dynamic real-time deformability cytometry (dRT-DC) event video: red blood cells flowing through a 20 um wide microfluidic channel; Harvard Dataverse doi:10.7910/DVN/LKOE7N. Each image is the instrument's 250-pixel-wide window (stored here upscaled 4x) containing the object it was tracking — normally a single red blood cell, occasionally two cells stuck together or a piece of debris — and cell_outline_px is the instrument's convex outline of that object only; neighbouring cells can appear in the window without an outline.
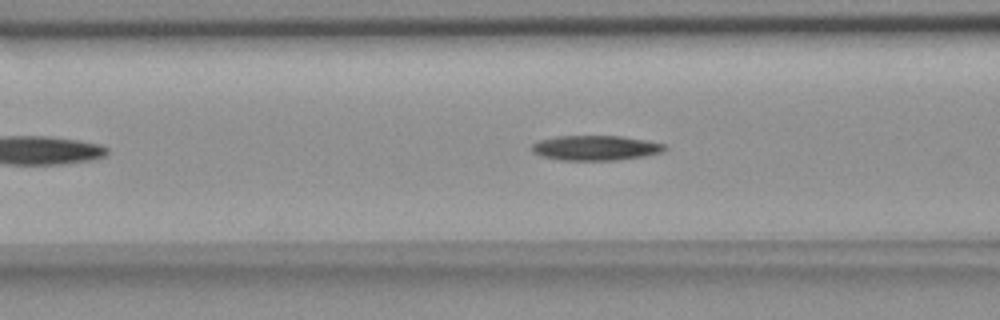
{"species": "common noctule bat (a hibernating species)", "species_latin": "Nyctalus noctula", "temperature_condition": "room temperature", "stored_images_in_passage": 47, "segment_of_instrument_passage": [1, 2], "camera_frame_rate_fps": 3000, "um_per_image_px": 0.085, "animal": {"sex": "female", "body_mass_g": 18.4}, "frame": {"image": 1, "passage_image": 12, "time_ms": 3.667, "image_size_px": [1000, 320], "cell_outline_px": [[668, 148], [664, 152], [644, 156], [616, 160], [560, 160], [540, 156], [532, 152], [532, 144], [540, 140], [556, 136], [620, 136], [644, 140], [664, 144]], "centroid_in_image_um": [50.61, 12.57], "position_along_channel_um": 116.0, "area_um2": 19.31}}
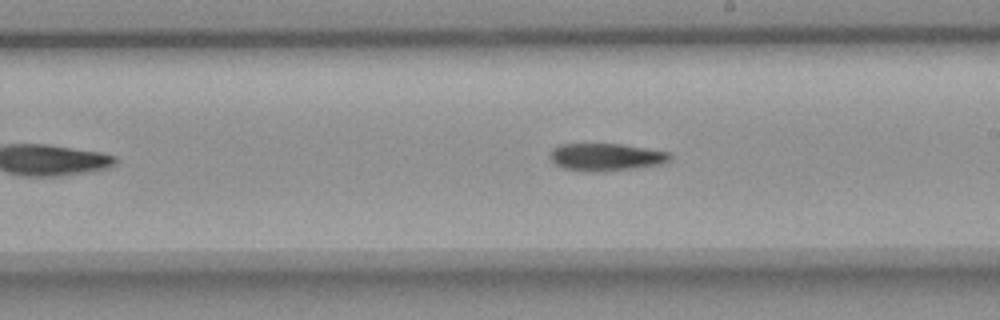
{"frame": {"image": 2, "passage_image": 22, "time_ms": 7.0, "image_size_px": [1000, 320], "cell_outline_px": [[672, 160], [664, 164], [640, 168], [604, 172], [584, 172], [564, 168], [552, 164], [548, 156], [552, 148], [560, 144], [620, 144], [672, 152]], "centroid_in_image_um": [51.53, 13.37], "position_along_channel_um": 237.5, "area_um2": 19.94}}
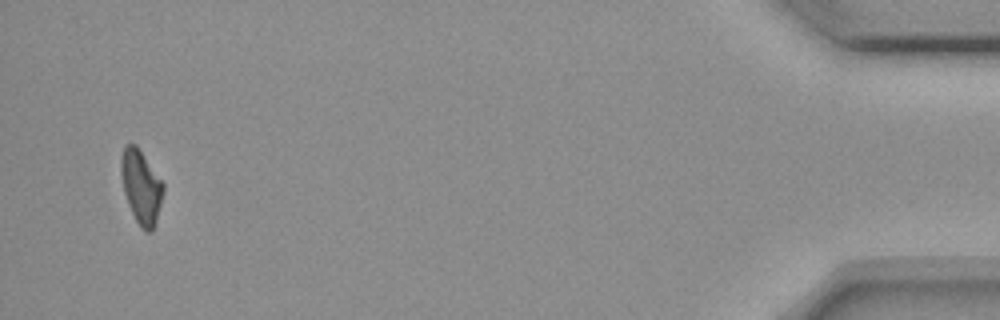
{"frame": {"image": 3, "passage_image": 44, "time_ms": 14.333, "image_size_px": [1000, 320], "cell_outline_px": [[164, 192], [156, 220], [152, 232], [144, 232], [140, 228], [128, 204], [124, 192], [120, 172], [120, 160], [124, 144], [136, 144], [164, 184]], "centroid_in_image_um": [11.98, 15.88], "position_along_channel_um": 423.2, "area_um2": 18.15}}